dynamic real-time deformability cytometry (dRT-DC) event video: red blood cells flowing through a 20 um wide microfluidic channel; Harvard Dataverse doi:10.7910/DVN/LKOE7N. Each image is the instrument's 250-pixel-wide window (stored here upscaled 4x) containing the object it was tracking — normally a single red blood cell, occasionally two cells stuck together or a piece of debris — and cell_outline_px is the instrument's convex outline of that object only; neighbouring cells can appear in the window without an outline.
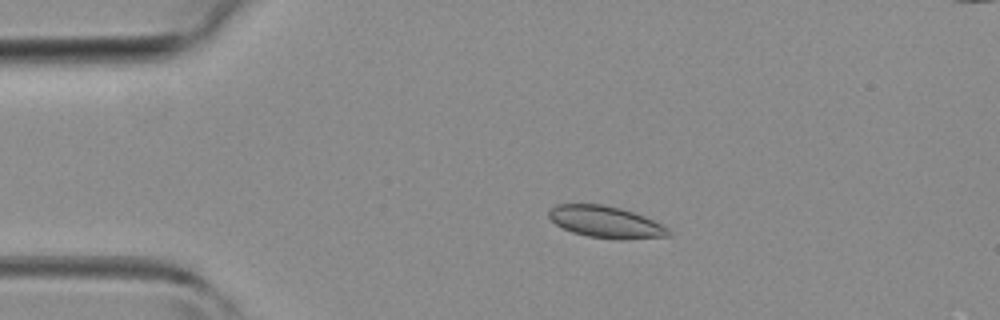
{"species": "common noctule bat (a hibernating species)", "species_latin": "Nyctalus noctula", "temperature_condition": "room temperature", "stored_images_in_passage": 36, "camera_frame_rate_fps": 3000, "um_per_image_px": 0.085, "animal": {"sex": "female", "body_mass_g": 19.3, "forearm_length_mm": 54.1}, "frame": {"image": 1, "passage_image": 2, "time_ms": 0.333, "image_size_px": [1000, 320], "cell_outline_px": [[672, 236], [624, 240], [616, 240], [588, 236], [572, 232], [556, 224], [548, 216], [548, 212], [556, 204], [604, 204], [620, 208], [644, 216], [668, 228], [672, 232]], "centroid_in_image_um": [51.52, 18.88], "position_along_channel_um": 33.5, "area_um2": 22.2}}
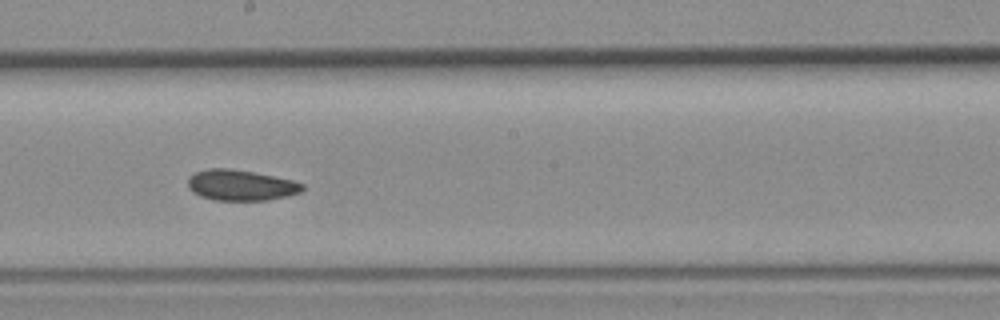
{"frame": {"image": 2, "passage_image": 17, "time_ms": 5.333, "image_size_px": [1000, 320], "cell_outline_px": [[304, 188], [300, 192], [288, 196], [268, 200], [212, 200], [200, 196], [192, 192], [188, 188], [188, 176], [196, 172], [208, 168], [228, 168], [252, 172], [292, 180], [304, 184]], "centroid_in_image_um": [20.44, 15.75], "position_along_channel_um": 227.8, "area_um2": 20.52}}
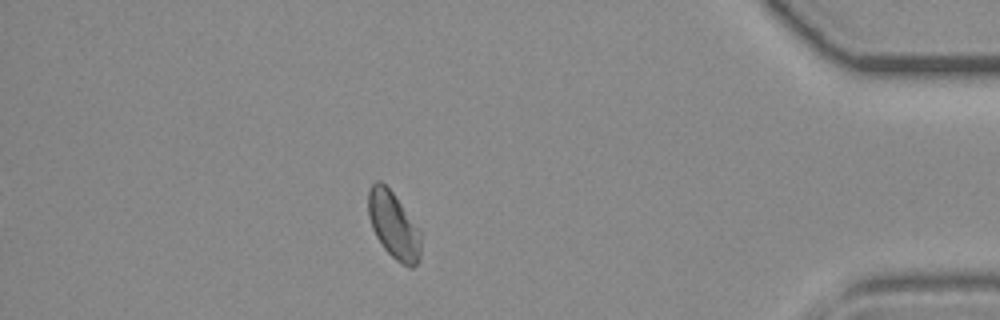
{"frame": {"image": 3, "passage_image": 31, "time_ms": 10.0, "image_size_px": [1000, 320], "cell_outline_px": [[420, 260], [412, 268], [408, 268], [396, 260], [384, 248], [376, 236], [372, 228], [368, 216], [368, 192], [372, 184], [376, 180], [380, 180], [392, 192], [420, 228]], "centroid_in_image_um": [33.46, 19.16], "position_along_channel_um": 401.7, "area_um2": 20.52}}